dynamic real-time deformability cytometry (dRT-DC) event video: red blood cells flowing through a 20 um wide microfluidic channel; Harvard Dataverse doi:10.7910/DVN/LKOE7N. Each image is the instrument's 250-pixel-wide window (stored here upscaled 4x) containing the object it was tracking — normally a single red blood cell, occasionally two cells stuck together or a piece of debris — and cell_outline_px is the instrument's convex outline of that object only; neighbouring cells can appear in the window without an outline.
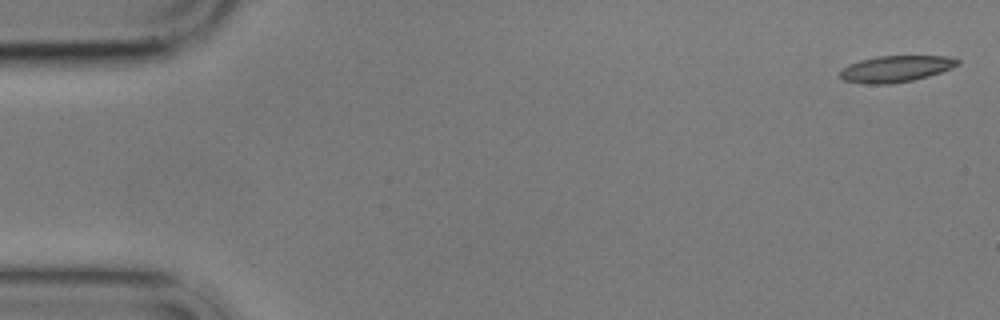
{"species": "common noctule bat (a hibernating species)", "species_latin": "Nyctalus noctula", "temperature_condition": "cold", "stored_images_in_passage": 4, "camera_frame_rate_fps": 3000, "um_per_image_px": 0.085, "animal": {"sex": "male", "body_mass_g": 17.9}, "frame": {"image": 1, "passage_image": 1, "time_ms": 0.0, "image_size_px": [1000, 320], "cell_outline_px": [[960, 64], [952, 68], [928, 76], [912, 80], [892, 84], [864, 84], [844, 80], [840, 76], [840, 72], [848, 64], [860, 60], [876, 56], [948, 56], [960, 60]], "centroid_in_image_um": [76.15, 5.85], "position_along_channel_um": 8.8, "area_um2": 18.09}}